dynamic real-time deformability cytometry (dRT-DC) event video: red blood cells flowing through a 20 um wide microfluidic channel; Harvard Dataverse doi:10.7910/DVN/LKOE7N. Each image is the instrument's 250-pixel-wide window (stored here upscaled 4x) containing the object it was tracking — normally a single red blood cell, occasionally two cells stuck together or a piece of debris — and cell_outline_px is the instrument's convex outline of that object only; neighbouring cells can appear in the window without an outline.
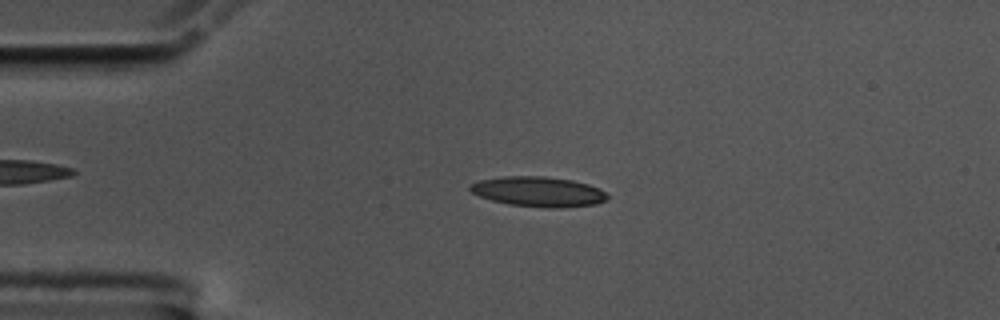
{"species": "common noctule bat (a hibernating species)", "species_latin": "Nyctalus noctula", "temperature_condition": "cold", "stored_images_in_passage": 55, "camera_frame_rate_fps": 3000, "um_per_image_px": 0.085, "animal": {"sex": "male", "body_mass_g": 17.5, "forearm_length_mm": 52.3}, "frame": {"image": 1, "passage_image": 12, "time_ms": 3.667, "image_size_px": [1000, 320], "cell_outline_px": [[608, 200], [596, 204], [560, 208], [548, 208], [508, 204], [492, 200], [480, 196], [472, 192], [468, 188], [468, 184], [480, 180], [504, 176], [544, 176], [572, 180], [588, 184], [600, 188], [608, 196]], "centroid_in_image_um": [45.77, 16.29], "position_along_channel_um": 39.2, "area_um2": 24.1}}
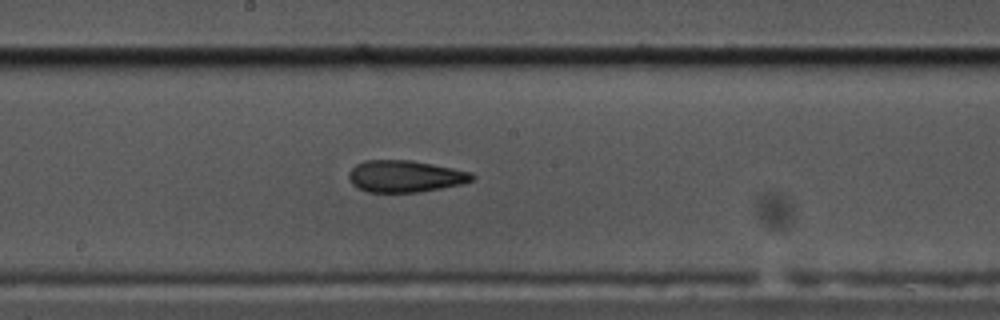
{"frame": {"image": 2, "passage_image": 29, "time_ms": 9.333, "image_size_px": [1000, 320], "cell_outline_px": [[476, 176], [472, 180], [460, 184], [420, 192], [368, 192], [352, 184], [348, 180], [348, 172], [356, 164], [364, 160], [412, 160], [472, 172]], "centroid_in_image_um": [34.41, 14.98], "position_along_channel_um": 213.8, "area_um2": 22.83}}
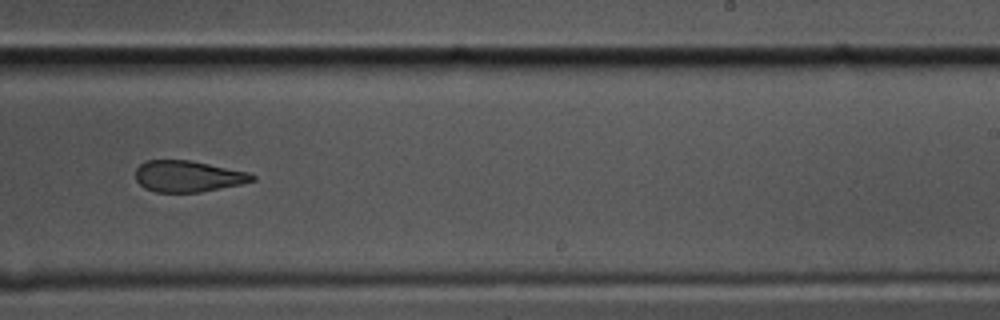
{"frame": {"image": 3, "passage_image": 34, "time_ms": 11.0, "image_size_px": [1000, 320], "cell_outline_px": [[256, 180], [240, 184], [200, 192], [156, 192], [144, 188], [136, 180], [136, 168], [140, 164], [148, 160], [192, 160], [248, 172], [256, 176]], "centroid_in_image_um": [15.97, 14.98], "position_along_channel_um": 273.0, "area_um2": 21.27}, "authors_computed_cell_mechanics": {"area_um2": 23.2356, "velocity_mm_per_s": 3.5579, "shape_relaxation_time_tau1_ms": null, "shape_relaxation_time_tau2_ms": 4.3047, "deformation_change_tau1": null, "deformation_change_tau2": 0.1391}}